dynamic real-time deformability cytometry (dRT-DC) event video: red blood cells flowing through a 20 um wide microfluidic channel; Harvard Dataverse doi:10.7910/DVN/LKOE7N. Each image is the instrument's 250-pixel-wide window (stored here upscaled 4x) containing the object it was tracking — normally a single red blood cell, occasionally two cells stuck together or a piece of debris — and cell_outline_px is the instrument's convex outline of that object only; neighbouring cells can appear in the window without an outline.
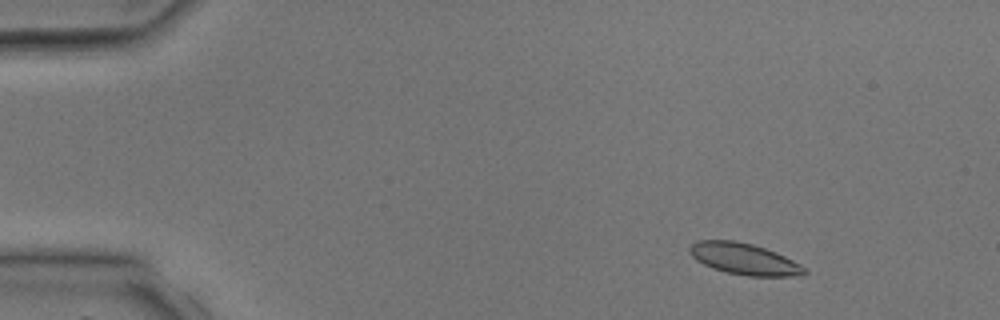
{"species": "common noctule bat (a hibernating species)", "species_latin": "Nyctalus noctula", "temperature_condition": "room temperature", "stored_images_in_passage": 4, "camera_frame_rate_fps": 3000, "um_per_image_px": 0.085, "animal": {"sex": "male", "body_mass_g": 17.9, "forearm_length_mm": 54.2}, "frame": {"image": 1, "passage_image": 2, "time_ms": 1.0, "image_size_px": [1000, 320], "cell_outline_px": [[808, 272], [804, 276], [748, 276], [728, 272], [712, 268], [696, 260], [688, 252], [688, 248], [692, 244], [700, 240], [736, 240], [752, 244], [776, 252], [808, 268]], "centroid_in_image_um": [63.28, 22.01], "position_along_channel_um": 21.7, "area_um2": 21.1}}
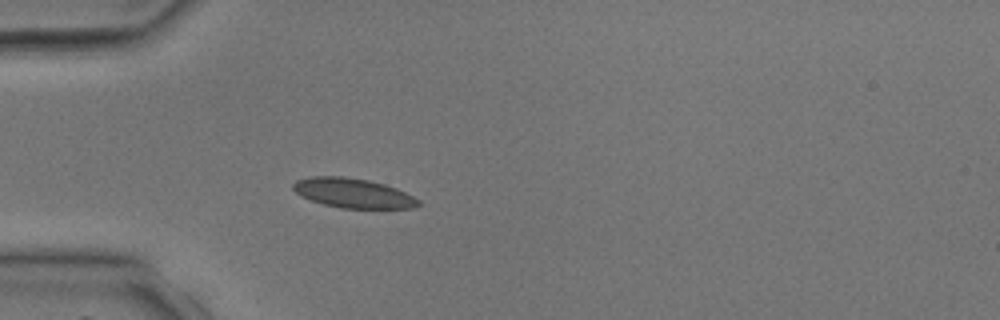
{"frame": {"image": 2, "passage_image": 4, "time_ms": 3.333, "image_size_px": [1000, 320], "cell_outline_px": [[420, 204], [412, 208], [340, 208], [324, 204], [300, 196], [292, 188], [292, 184], [296, 180], [308, 176], [344, 176], [368, 180], [384, 184], [396, 188], [420, 200]], "centroid_in_image_um": [29.97, 16.4], "position_along_channel_um": 55.0, "area_um2": 21.56}}